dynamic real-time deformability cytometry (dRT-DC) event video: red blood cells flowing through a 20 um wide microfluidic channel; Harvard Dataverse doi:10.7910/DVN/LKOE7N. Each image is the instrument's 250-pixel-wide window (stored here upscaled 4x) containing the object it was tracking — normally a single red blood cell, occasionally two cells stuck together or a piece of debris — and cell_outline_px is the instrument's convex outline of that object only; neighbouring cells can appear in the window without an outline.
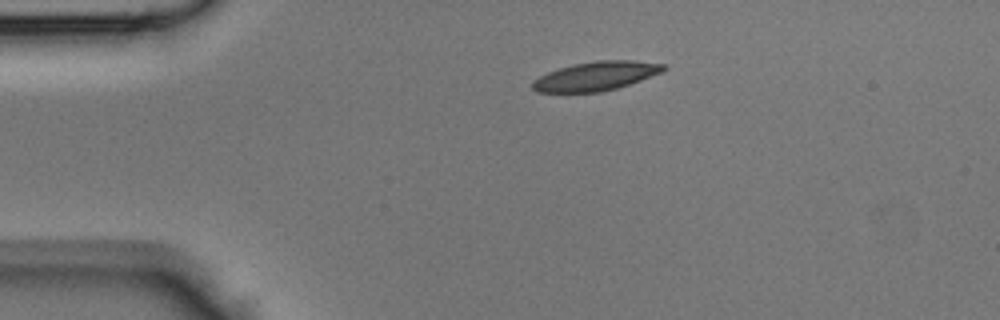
{"species": "Egyptian fruit bat (a non-hibernating species)", "species_latin": "Rousettus aegyptiacus", "temperature_condition": "room temperature", "stored_images_in_passage": 19, "camera_frame_rate_fps": 3000, "um_per_image_px": 0.085, "animal": {"sex": "male"}, "frame": {"image": 1, "passage_image": 1, "time_ms": 0.0, "image_size_px": [1000, 320], "cell_outline_px": [[668, 68], [660, 72], [640, 80], [616, 88], [600, 92], [536, 92], [532, 88], [532, 80], [548, 72], [560, 68], [576, 64], [596, 60], [632, 60], [664, 64]], "centroid_in_image_um": [50.63, 6.47], "position_along_channel_um": 34.4, "area_um2": 21.85}}
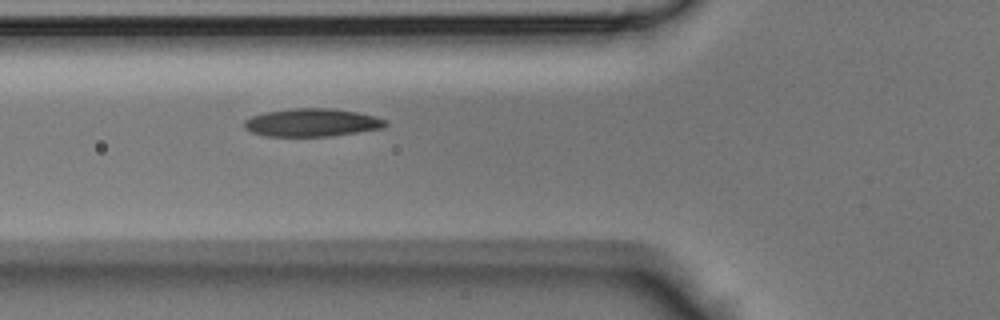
{"frame": {"image": 2, "passage_image": 8, "time_ms": 2.333, "image_size_px": [1000, 320], "cell_outline_px": [[388, 124], [384, 128], [332, 136], [264, 136], [252, 132], [244, 128], [244, 120], [252, 116], [264, 112], [292, 108], [332, 108], [356, 112], [376, 116], [388, 120]], "centroid_in_image_um": [26.54, 10.41], "position_along_channel_um": 99.3, "area_um2": 23.24}}
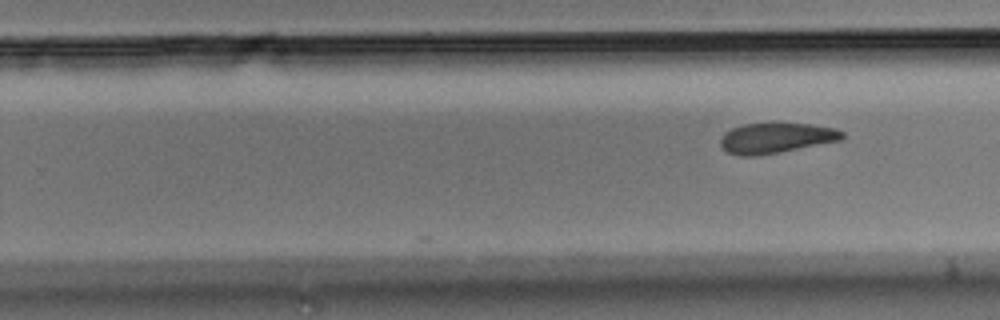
{"frame": {"image": 3, "passage_image": 19, "time_ms": 6.0, "image_size_px": [1000, 320], "cell_outline_px": [[844, 136], [840, 140], [780, 152], [756, 156], [740, 156], [728, 152], [720, 144], [720, 140], [724, 132], [732, 128], [744, 124], [812, 124], [836, 128], [844, 132]], "centroid_in_image_um": [65.96, 11.73], "position_along_channel_um": 263.8, "area_um2": 21.27}}